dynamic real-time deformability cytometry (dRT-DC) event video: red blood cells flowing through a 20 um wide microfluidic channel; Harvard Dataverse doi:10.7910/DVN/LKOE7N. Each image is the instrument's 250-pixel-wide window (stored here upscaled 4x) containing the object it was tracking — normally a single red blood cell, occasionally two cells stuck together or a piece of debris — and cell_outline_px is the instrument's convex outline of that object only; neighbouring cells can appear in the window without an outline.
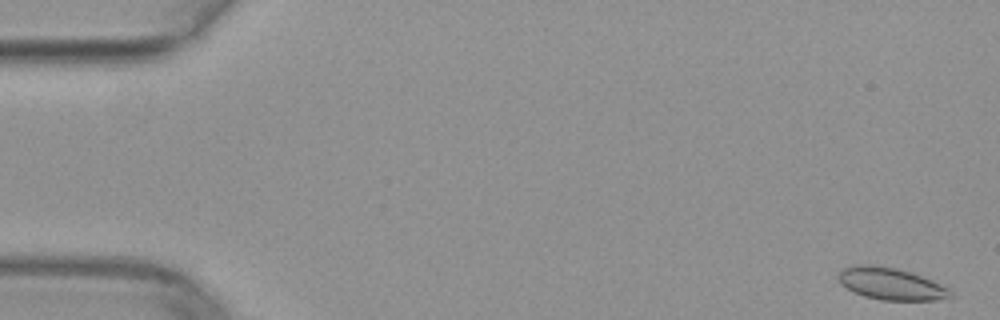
{"species": "common noctule bat (a hibernating species)", "species_latin": "Nyctalus noctula", "temperature_condition": "warm", "stored_images_in_passage": 50, "camera_frame_rate_fps": 3000, "um_per_image_px": 0.085, "animal": {"sex": "female", "body_mass_g": 29.2, "forearm_length_mm": 56.3}, "frame": {"image": 1, "passage_image": 1, "time_ms": 0.0, "image_size_px": [1000, 320], "cell_outline_px": [[952, 296], [936, 300], [880, 300], [864, 296], [852, 292], [840, 284], [836, 280], [836, 276], [840, 268], [856, 264], [868, 264], [896, 268], [912, 272], [932, 280], [948, 288], [952, 292]], "centroid_in_image_um": [75.64, 24.11], "position_along_channel_um": 9.4, "area_um2": 21.27}}
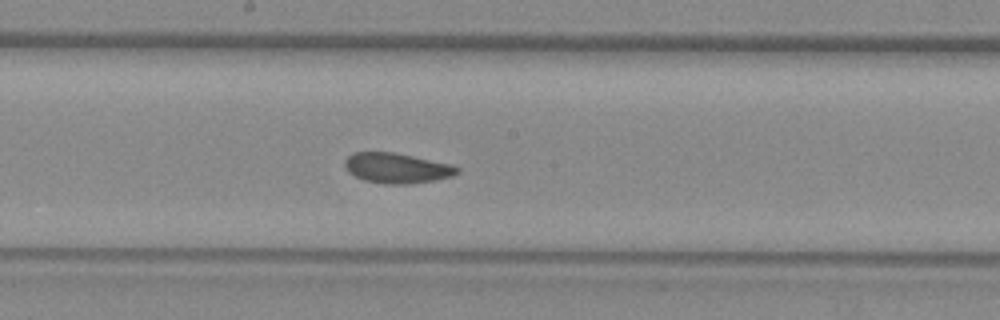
{"frame": {"image": 2, "passage_image": 27, "time_ms": 8.667, "image_size_px": [1000, 320], "cell_outline_px": [[460, 172], [452, 176], [436, 180], [412, 184], [384, 184], [364, 180], [348, 172], [344, 164], [344, 160], [352, 152], [392, 152], [452, 164], [460, 168]], "centroid_in_image_um": [33.74, 14.29], "position_along_channel_um": 214.5, "area_um2": 19.88}}
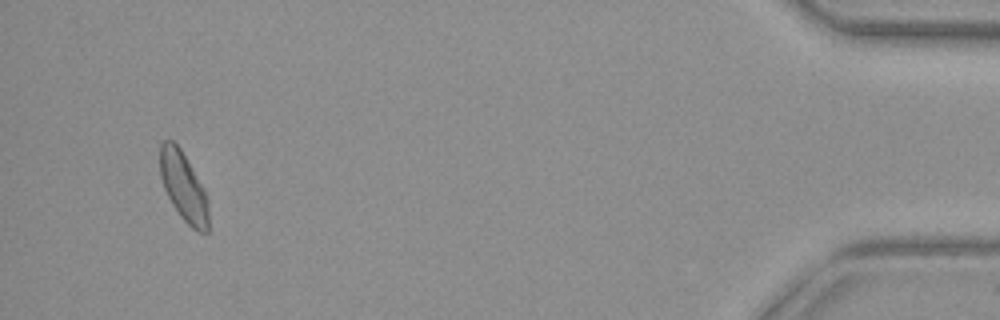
{"frame": {"image": 3, "passage_image": 48, "time_ms": 15.667, "image_size_px": [1000, 320], "cell_outline_px": [[208, 232], [196, 232], [180, 216], [172, 204], [164, 188], [160, 176], [160, 144], [164, 140], [172, 140], [180, 148], [204, 188], [208, 200]], "centroid_in_image_um": [15.6, 15.88], "position_along_channel_um": 419.6, "area_um2": 19.48}}